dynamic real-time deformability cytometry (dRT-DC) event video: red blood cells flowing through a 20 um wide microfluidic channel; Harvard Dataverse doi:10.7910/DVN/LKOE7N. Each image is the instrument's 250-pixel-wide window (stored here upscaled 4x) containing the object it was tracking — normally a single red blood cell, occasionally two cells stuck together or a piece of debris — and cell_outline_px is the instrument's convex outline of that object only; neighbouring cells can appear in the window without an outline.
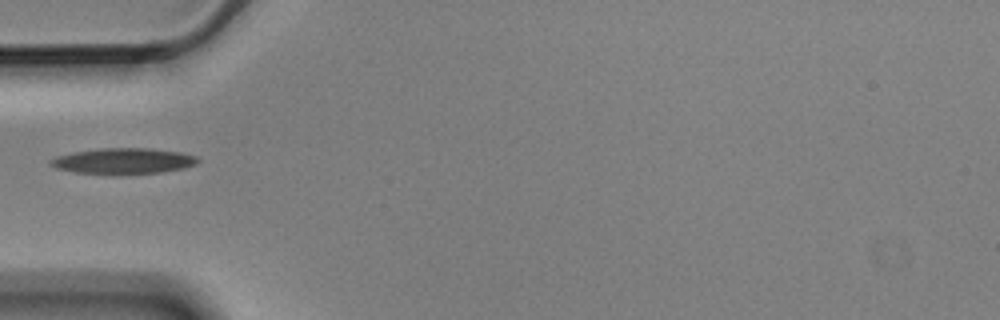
{"species": "Egyptian fruit bat (a non-hibernating species)", "species_latin": "Rousettus aegyptiacus", "temperature_condition": "cold", "stored_images_in_passage": 1, "camera_frame_rate_fps": 3000, "um_per_image_px": 0.085, "animal": {"sex": "male"}, "frame": {"image": 1, "passage_image": 1, "time_ms": 0.0, "image_size_px": [1000, 320], "cell_outline_px": [[200, 160], [196, 164], [184, 168], [160, 172], [120, 176], [112, 176], [76, 172], [56, 168], [48, 164], [48, 160], [56, 156], [76, 152], [100, 148], [148, 148], [180, 152], [196, 156]], "centroid_in_image_um": [10.46, 13.71], "position_along_channel_um": 74.5, "area_um2": 22.66}}